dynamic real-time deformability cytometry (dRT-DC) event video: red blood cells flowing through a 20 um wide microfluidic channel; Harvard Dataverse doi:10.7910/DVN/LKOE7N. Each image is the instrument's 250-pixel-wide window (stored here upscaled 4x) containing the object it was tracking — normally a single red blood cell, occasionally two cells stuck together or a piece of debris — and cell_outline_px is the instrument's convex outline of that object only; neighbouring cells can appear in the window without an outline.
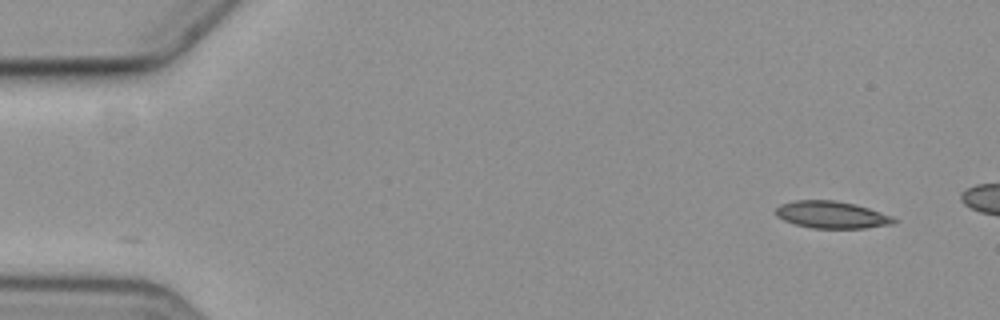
{"species": "common noctule bat (a hibernating species)", "species_latin": "Nyctalus noctula", "temperature_condition": "cold", "stored_images_in_passage": 5, "camera_frame_rate_fps": 3000, "um_per_image_px": 0.085, "animal": {"sex": "female", "body_mass_g": 19.3, "forearm_length_mm": 54.1}, "frame": {"image": 1, "passage_image": 1, "time_ms": 0.0, "image_size_px": [1000, 320], "cell_outline_px": [[896, 220], [892, 224], [864, 228], [812, 228], [796, 224], [784, 220], [776, 216], [776, 208], [780, 204], [796, 200], [832, 200], [852, 204], [868, 208], [888, 216]], "centroid_in_image_um": [70.61, 18.25], "position_along_channel_um": 14.4, "area_um2": 18.21}}